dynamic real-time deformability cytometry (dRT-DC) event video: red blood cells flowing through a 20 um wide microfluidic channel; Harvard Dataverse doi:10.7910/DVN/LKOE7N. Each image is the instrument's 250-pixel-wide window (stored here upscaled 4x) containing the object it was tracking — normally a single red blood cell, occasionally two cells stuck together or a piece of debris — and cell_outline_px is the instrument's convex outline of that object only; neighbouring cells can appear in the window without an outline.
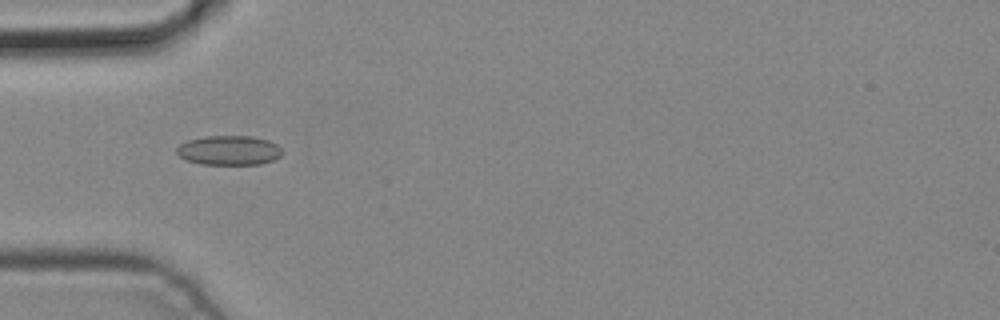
{"species": "common noctule bat (a hibernating species)", "species_latin": "Nyctalus noctula", "temperature_condition": "cold", "stored_images_in_passage": 3, "camera_frame_rate_fps": 3000, "um_per_image_px": 0.085, "animal": {"sex": "male", "body_mass_g": 19.2, "forearm_length_mm": 51.8}, "frame": {"image": 1, "passage_image": 1, "time_ms": 0.0, "image_size_px": [1000, 320], "cell_outline_px": [[284, 152], [280, 156], [272, 160], [260, 164], [200, 164], [188, 160], [180, 156], [176, 152], [176, 148], [180, 144], [188, 140], [208, 136], [252, 136], [268, 140], [276, 144]], "centroid_in_image_um": [19.48, 12.77], "position_along_channel_um": 65.5, "area_um2": 18.03}}
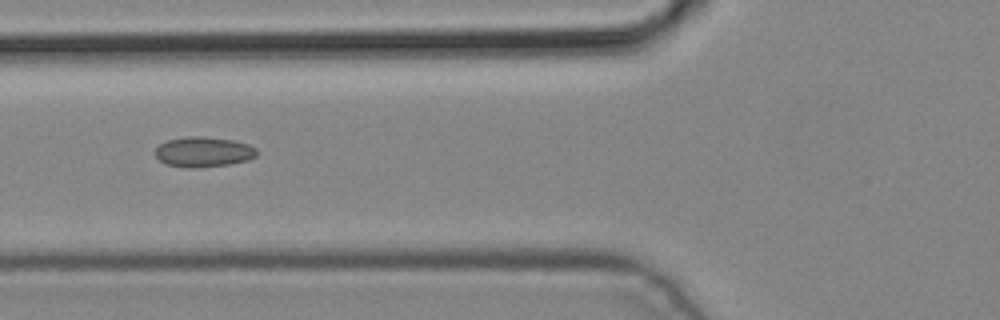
{"frame": {"image": 2, "passage_image": 2, "time_ms": 0.333, "image_size_px": [1000, 320], "cell_outline_px": [[256, 156], [248, 160], [228, 164], [196, 168], [188, 168], [168, 164], [160, 160], [156, 156], [156, 148], [160, 144], [168, 140], [188, 136], [204, 136], [232, 140], [248, 144], [256, 148]], "centroid_in_image_um": [17.3, 12.91], "position_along_channel_um": 108.5, "area_um2": 17.69}}
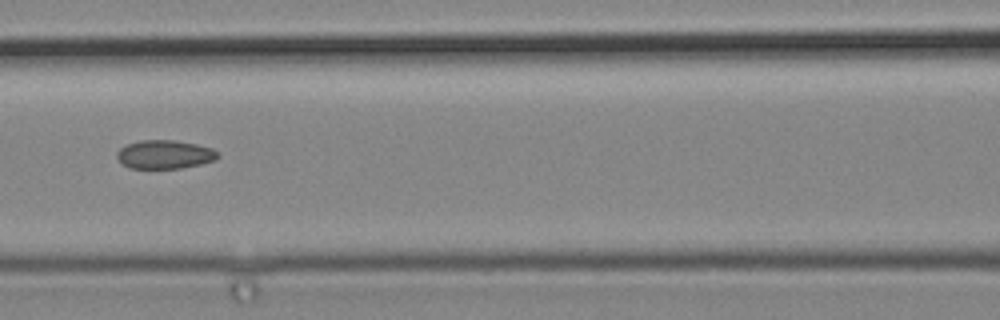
{"frame": {"image": 3, "passage_image": 3, "time_ms": 0.667, "image_size_px": [1000, 320], "cell_outline_px": [[220, 156], [216, 160], [200, 164], [180, 168], [128, 168], [120, 164], [116, 156], [116, 152], [120, 148], [128, 144], [140, 140], [176, 140], [196, 144], [212, 148]], "centroid_in_image_um": [13.97, 13.13], "position_along_channel_um": 152.6, "area_um2": 16.94}}